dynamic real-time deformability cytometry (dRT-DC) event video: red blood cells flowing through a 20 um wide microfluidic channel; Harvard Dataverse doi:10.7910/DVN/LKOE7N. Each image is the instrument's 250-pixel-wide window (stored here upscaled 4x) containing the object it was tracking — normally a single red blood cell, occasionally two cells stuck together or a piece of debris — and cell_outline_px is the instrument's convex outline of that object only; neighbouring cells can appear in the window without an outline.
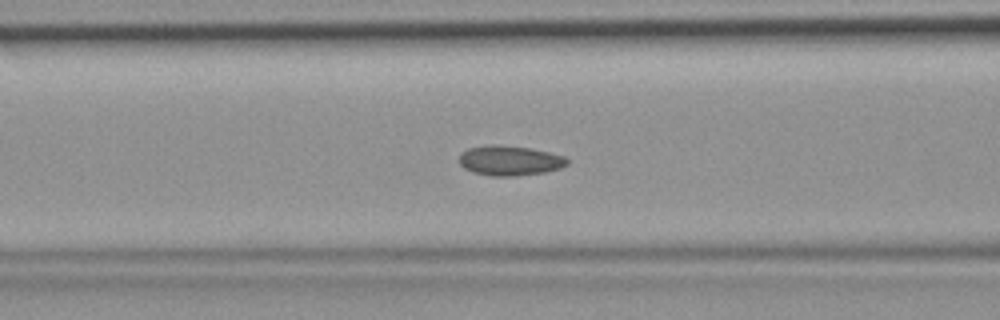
{"species": "common noctule bat (a hibernating species)", "species_latin": "Nyctalus noctula", "temperature_condition": "room temperature", "stored_images_in_passage": 37, "segment_of_instrument_passage": [1, 2], "camera_frame_rate_fps": 3000, "um_per_image_px": 0.085, "animal": {"sex": "female", "body_mass_g": 19.9}, "frame": {"image": 1, "passage_image": 7, "time_ms": 2.0, "image_size_px": [1000, 320], "cell_outline_px": [[568, 164], [560, 168], [544, 172], [516, 176], [492, 176], [472, 172], [464, 168], [460, 164], [460, 152], [468, 148], [492, 144], [528, 148], [548, 152], [564, 156], [568, 160]], "centroid_in_image_um": [43.3, 13.65], "position_along_channel_um": 123.3, "area_um2": 18.73}}
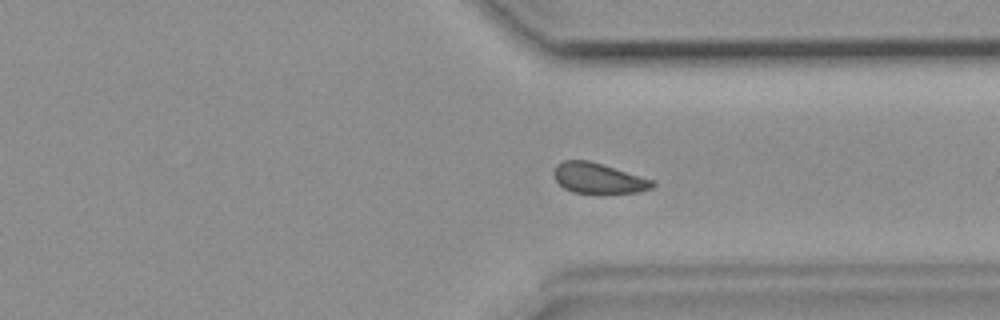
{"frame": {"image": 2, "passage_image": 24, "time_ms": 7.667, "image_size_px": [1000, 320], "cell_outline_px": [[656, 184], [652, 188], [640, 192], [572, 192], [564, 188], [556, 180], [552, 172], [556, 164], [564, 160], [588, 160], [656, 180]], "centroid_in_image_um": [50.87, 15.13], "position_along_channel_um": 360.5, "area_um2": 17.4}}
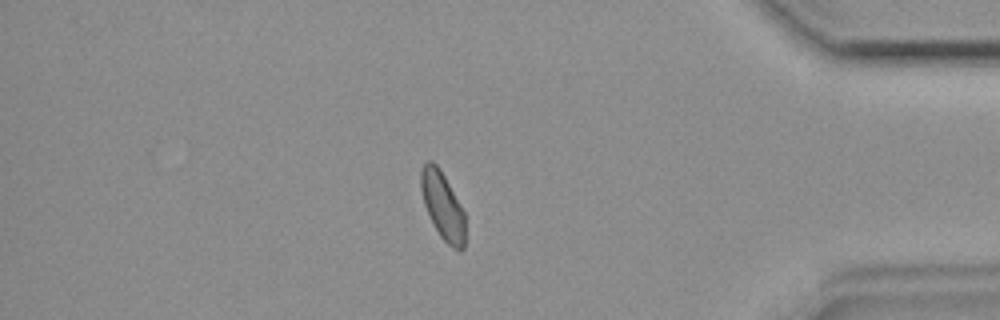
{"frame": {"image": 3, "passage_image": 29, "time_ms": 9.333, "image_size_px": [1000, 320], "cell_outline_px": [[464, 248], [460, 252], [452, 248], [440, 236], [424, 204], [420, 188], [420, 172], [424, 164], [428, 160], [432, 160], [440, 168], [464, 212]], "centroid_in_image_um": [37.61, 17.47], "position_along_channel_um": 397.6, "area_um2": 17.17}}